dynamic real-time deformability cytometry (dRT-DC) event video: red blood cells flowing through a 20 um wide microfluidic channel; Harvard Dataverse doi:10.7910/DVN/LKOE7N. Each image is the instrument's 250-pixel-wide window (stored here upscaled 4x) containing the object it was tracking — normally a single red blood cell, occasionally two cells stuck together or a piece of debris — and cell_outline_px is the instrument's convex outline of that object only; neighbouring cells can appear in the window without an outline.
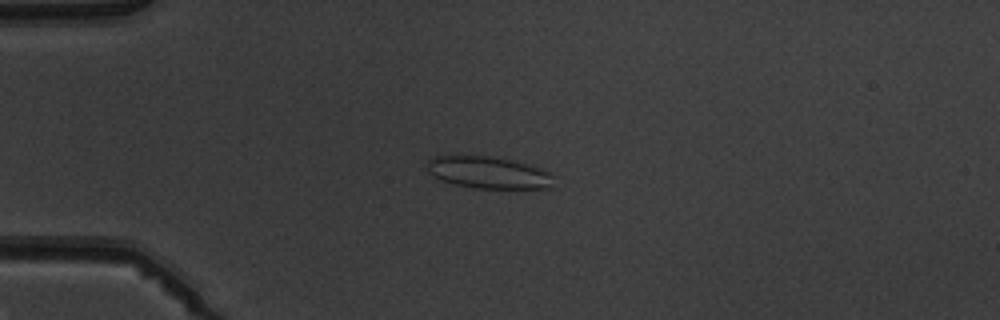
{"species": "common noctule bat (a hibernating species)", "species_latin": "Nyctalus noctula", "temperature_condition": "warm", "stored_images_in_passage": 4, "camera_frame_rate_fps": 3000, "um_per_image_px": 0.085, "animal": {"sex": "male", "body_mass_g": 19.5, "forearm_length_mm": 54.6}, "frame": {"image": 1, "passage_image": 3, "time_ms": 2.333, "image_size_px": [1000, 320], "cell_outline_px": [[552, 188], [476, 188], [456, 184], [444, 180], [428, 172], [424, 164], [428, 160], [436, 156], [488, 156], [508, 160], [524, 164], [548, 172], [552, 176]], "centroid_in_image_um": [41.46, 14.67], "position_along_channel_um": 43.5, "area_um2": 22.95}}